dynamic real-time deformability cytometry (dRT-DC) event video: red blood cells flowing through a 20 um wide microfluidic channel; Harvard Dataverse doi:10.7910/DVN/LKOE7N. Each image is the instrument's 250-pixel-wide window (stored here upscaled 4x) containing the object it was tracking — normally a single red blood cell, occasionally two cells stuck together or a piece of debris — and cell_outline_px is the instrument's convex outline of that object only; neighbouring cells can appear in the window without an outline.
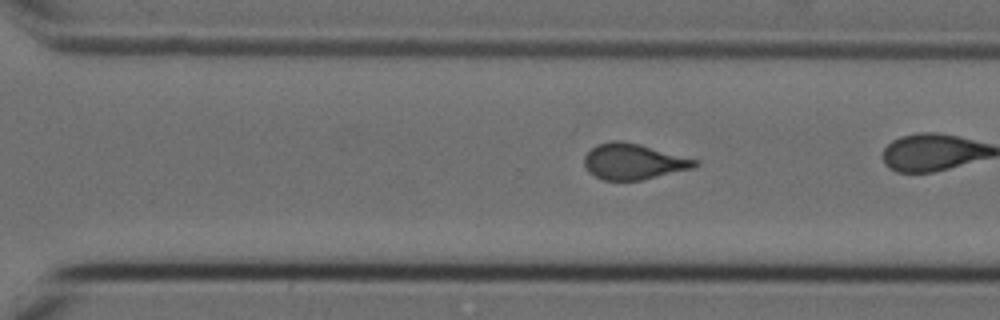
{"species": "Egyptian fruit bat (a non-hibernating species)", "species_latin": "Rousettus aegyptiacus", "temperature_condition": "cold", "stored_images_in_passage": 41, "camera_frame_rate_fps": 3000, "um_per_image_px": 0.085, "animal": {"sex": "female"}, "frame": {"image": 1, "passage_image": 35, "time_ms": 11.333, "image_size_px": [1000, 320], "cell_outline_px": [[700, 164], [692, 168], [640, 180], [604, 180], [588, 172], [584, 164], [584, 156], [596, 144], [612, 140], [620, 140], [640, 144], [700, 160]], "centroid_in_image_um": [53.84, 13.71], "position_along_channel_um": 316.8, "area_um2": 23.06}}